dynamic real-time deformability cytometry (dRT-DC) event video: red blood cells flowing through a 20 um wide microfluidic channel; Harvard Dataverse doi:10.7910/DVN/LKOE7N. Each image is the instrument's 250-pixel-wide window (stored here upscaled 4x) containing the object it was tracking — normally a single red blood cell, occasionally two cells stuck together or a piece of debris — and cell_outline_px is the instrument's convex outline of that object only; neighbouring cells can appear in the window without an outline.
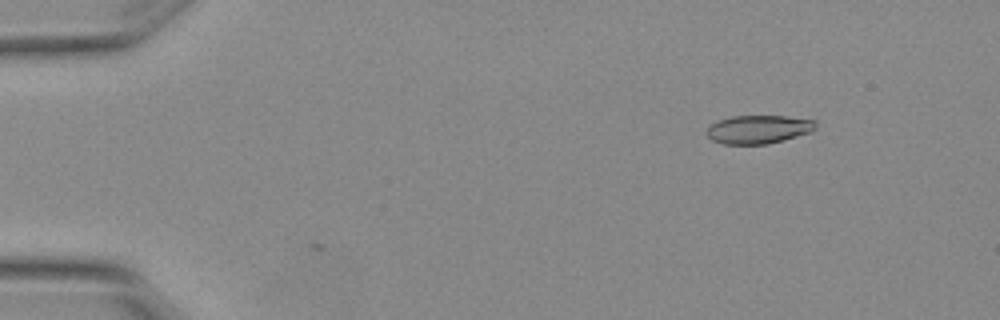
{"species": "Egyptian fruit bat (a non-hibernating species)", "species_latin": "Rousettus aegyptiacus", "temperature_condition": "warm", "stored_images_in_passage": 4, "camera_frame_rate_fps": 3000, "um_per_image_px": 0.085, "animal": {"sex": "female"}, "frame": {"image": 1, "passage_image": 2, "time_ms": 0.333, "image_size_px": [1000, 320], "cell_outline_px": [[816, 128], [812, 132], [784, 140], [768, 144], [724, 144], [712, 140], [704, 132], [716, 120], [732, 116], [784, 116], [816, 120]], "centroid_in_image_um": [64.47, 10.99], "position_along_channel_um": 20.5, "area_um2": 18.21}}
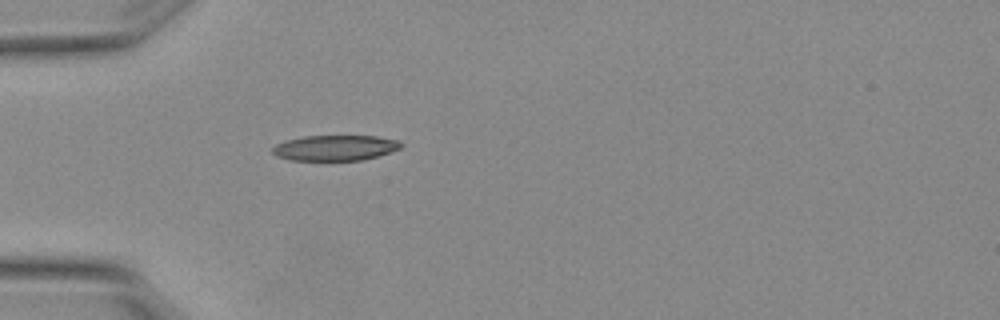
{"frame": {"image": 2, "passage_image": 4, "time_ms": 1.0, "image_size_px": [1000, 320], "cell_outline_px": [[404, 144], [400, 148], [376, 156], [360, 160], [288, 160], [276, 156], [272, 152], [272, 148], [276, 144], [288, 140], [304, 136], [376, 136], [396, 140]], "centroid_in_image_um": [28.45, 12.57], "position_along_channel_um": 56.6, "area_um2": 18.84}}